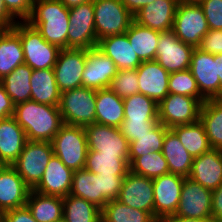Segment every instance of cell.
<instances>
[{
  "label": "cell",
  "instance_id": "cell-15",
  "mask_svg": "<svg viewBox=\"0 0 222 222\" xmlns=\"http://www.w3.org/2000/svg\"><path fill=\"white\" fill-rule=\"evenodd\" d=\"M212 190L185 177L176 215L188 218L212 217Z\"/></svg>",
  "mask_w": 222,
  "mask_h": 222
},
{
  "label": "cell",
  "instance_id": "cell-3",
  "mask_svg": "<svg viewBox=\"0 0 222 222\" xmlns=\"http://www.w3.org/2000/svg\"><path fill=\"white\" fill-rule=\"evenodd\" d=\"M12 28L19 34L25 64L33 70L55 66L61 50L58 46L47 42L27 21H17Z\"/></svg>",
  "mask_w": 222,
  "mask_h": 222
},
{
  "label": "cell",
  "instance_id": "cell-14",
  "mask_svg": "<svg viewBox=\"0 0 222 222\" xmlns=\"http://www.w3.org/2000/svg\"><path fill=\"white\" fill-rule=\"evenodd\" d=\"M86 49H61L55 66V79L60 92L82 87Z\"/></svg>",
  "mask_w": 222,
  "mask_h": 222
},
{
  "label": "cell",
  "instance_id": "cell-29",
  "mask_svg": "<svg viewBox=\"0 0 222 222\" xmlns=\"http://www.w3.org/2000/svg\"><path fill=\"white\" fill-rule=\"evenodd\" d=\"M70 195L83 198L102 209L108 201L101 194V177L85 169L75 170Z\"/></svg>",
  "mask_w": 222,
  "mask_h": 222
},
{
  "label": "cell",
  "instance_id": "cell-5",
  "mask_svg": "<svg viewBox=\"0 0 222 222\" xmlns=\"http://www.w3.org/2000/svg\"><path fill=\"white\" fill-rule=\"evenodd\" d=\"M53 153L73 171L84 169L88 151L84 127L63 124L51 141Z\"/></svg>",
  "mask_w": 222,
  "mask_h": 222
},
{
  "label": "cell",
  "instance_id": "cell-58",
  "mask_svg": "<svg viewBox=\"0 0 222 222\" xmlns=\"http://www.w3.org/2000/svg\"><path fill=\"white\" fill-rule=\"evenodd\" d=\"M7 28L0 25V36Z\"/></svg>",
  "mask_w": 222,
  "mask_h": 222
},
{
  "label": "cell",
  "instance_id": "cell-53",
  "mask_svg": "<svg viewBox=\"0 0 222 222\" xmlns=\"http://www.w3.org/2000/svg\"><path fill=\"white\" fill-rule=\"evenodd\" d=\"M125 7L135 15L143 6L154 2L155 0H120Z\"/></svg>",
  "mask_w": 222,
  "mask_h": 222
},
{
  "label": "cell",
  "instance_id": "cell-61",
  "mask_svg": "<svg viewBox=\"0 0 222 222\" xmlns=\"http://www.w3.org/2000/svg\"><path fill=\"white\" fill-rule=\"evenodd\" d=\"M213 222H222V220H213Z\"/></svg>",
  "mask_w": 222,
  "mask_h": 222
},
{
  "label": "cell",
  "instance_id": "cell-49",
  "mask_svg": "<svg viewBox=\"0 0 222 222\" xmlns=\"http://www.w3.org/2000/svg\"><path fill=\"white\" fill-rule=\"evenodd\" d=\"M0 222H37L27 206L6 211L0 215Z\"/></svg>",
  "mask_w": 222,
  "mask_h": 222
},
{
  "label": "cell",
  "instance_id": "cell-55",
  "mask_svg": "<svg viewBox=\"0 0 222 222\" xmlns=\"http://www.w3.org/2000/svg\"><path fill=\"white\" fill-rule=\"evenodd\" d=\"M214 62H216L217 74L220 79V95H222V54L214 55Z\"/></svg>",
  "mask_w": 222,
  "mask_h": 222
},
{
  "label": "cell",
  "instance_id": "cell-12",
  "mask_svg": "<svg viewBox=\"0 0 222 222\" xmlns=\"http://www.w3.org/2000/svg\"><path fill=\"white\" fill-rule=\"evenodd\" d=\"M195 47L182 42L172 30L161 32L155 60L169 73L190 68Z\"/></svg>",
  "mask_w": 222,
  "mask_h": 222
},
{
  "label": "cell",
  "instance_id": "cell-11",
  "mask_svg": "<svg viewBox=\"0 0 222 222\" xmlns=\"http://www.w3.org/2000/svg\"><path fill=\"white\" fill-rule=\"evenodd\" d=\"M88 150L123 157L129 162V142L118 127L93 123L84 127Z\"/></svg>",
  "mask_w": 222,
  "mask_h": 222
},
{
  "label": "cell",
  "instance_id": "cell-31",
  "mask_svg": "<svg viewBox=\"0 0 222 222\" xmlns=\"http://www.w3.org/2000/svg\"><path fill=\"white\" fill-rule=\"evenodd\" d=\"M37 222H56L63 218V198L31 190L26 202Z\"/></svg>",
  "mask_w": 222,
  "mask_h": 222
},
{
  "label": "cell",
  "instance_id": "cell-30",
  "mask_svg": "<svg viewBox=\"0 0 222 222\" xmlns=\"http://www.w3.org/2000/svg\"><path fill=\"white\" fill-rule=\"evenodd\" d=\"M160 33L159 31L141 26L135 21L131 23L126 31L134 52L142 62L155 60Z\"/></svg>",
  "mask_w": 222,
  "mask_h": 222
},
{
  "label": "cell",
  "instance_id": "cell-34",
  "mask_svg": "<svg viewBox=\"0 0 222 222\" xmlns=\"http://www.w3.org/2000/svg\"><path fill=\"white\" fill-rule=\"evenodd\" d=\"M32 70L27 64L17 66L10 74L0 79L14 105L31 100L30 79Z\"/></svg>",
  "mask_w": 222,
  "mask_h": 222
},
{
  "label": "cell",
  "instance_id": "cell-43",
  "mask_svg": "<svg viewBox=\"0 0 222 222\" xmlns=\"http://www.w3.org/2000/svg\"><path fill=\"white\" fill-rule=\"evenodd\" d=\"M109 88L120 98H126L139 93V83L136 69H121L111 80Z\"/></svg>",
  "mask_w": 222,
  "mask_h": 222
},
{
  "label": "cell",
  "instance_id": "cell-21",
  "mask_svg": "<svg viewBox=\"0 0 222 222\" xmlns=\"http://www.w3.org/2000/svg\"><path fill=\"white\" fill-rule=\"evenodd\" d=\"M73 172L53 154L44 170L41 181L33 190L41 194L64 198L70 193Z\"/></svg>",
  "mask_w": 222,
  "mask_h": 222
},
{
  "label": "cell",
  "instance_id": "cell-20",
  "mask_svg": "<svg viewBox=\"0 0 222 222\" xmlns=\"http://www.w3.org/2000/svg\"><path fill=\"white\" fill-rule=\"evenodd\" d=\"M136 70L139 93L146 95L159 104L169 94L170 73L156 60L143 61Z\"/></svg>",
  "mask_w": 222,
  "mask_h": 222
},
{
  "label": "cell",
  "instance_id": "cell-59",
  "mask_svg": "<svg viewBox=\"0 0 222 222\" xmlns=\"http://www.w3.org/2000/svg\"><path fill=\"white\" fill-rule=\"evenodd\" d=\"M217 100L222 104V95H220Z\"/></svg>",
  "mask_w": 222,
  "mask_h": 222
},
{
  "label": "cell",
  "instance_id": "cell-6",
  "mask_svg": "<svg viewBox=\"0 0 222 222\" xmlns=\"http://www.w3.org/2000/svg\"><path fill=\"white\" fill-rule=\"evenodd\" d=\"M97 41L124 34L134 21V15L120 0H93Z\"/></svg>",
  "mask_w": 222,
  "mask_h": 222
},
{
  "label": "cell",
  "instance_id": "cell-17",
  "mask_svg": "<svg viewBox=\"0 0 222 222\" xmlns=\"http://www.w3.org/2000/svg\"><path fill=\"white\" fill-rule=\"evenodd\" d=\"M117 200L129 207L149 212L154 216L152 178L129 171L124 177Z\"/></svg>",
  "mask_w": 222,
  "mask_h": 222
},
{
  "label": "cell",
  "instance_id": "cell-52",
  "mask_svg": "<svg viewBox=\"0 0 222 222\" xmlns=\"http://www.w3.org/2000/svg\"><path fill=\"white\" fill-rule=\"evenodd\" d=\"M17 23V20L7 11L3 0H0V25L11 28Z\"/></svg>",
  "mask_w": 222,
  "mask_h": 222
},
{
  "label": "cell",
  "instance_id": "cell-10",
  "mask_svg": "<svg viewBox=\"0 0 222 222\" xmlns=\"http://www.w3.org/2000/svg\"><path fill=\"white\" fill-rule=\"evenodd\" d=\"M201 105L197 98L169 93L158 104V120L168 129L197 122Z\"/></svg>",
  "mask_w": 222,
  "mask_h": 222
},
{
  "label": "cell",
  "instance_id": "cell-1",
  "mask_svg": "<svg viewBox=\"0 0 222 222\" xmlns=\"http://www.w3.org/2000/svg\"><path fill=\"white\" fill-rule=\"evenodd\" d=\"M13 117L29 141L51 142L64 124L59 106L40 104L33 100L15 105Z\"/></svg>",
  "mask_w": 222,
  "mask_h": 222
},
{
  "label": "cell",
  "instance_id": "cell-18",
  "mask_svg": "<svg viewBox=\"0 0 222 222\" xmlns=\"http://www.w3.org/2000/svg\"><path fill=\"white\" fill-rule=\"evenodd\" d=\"M116 64L97 47L86 50V63L82 74V87L95 90L109 88L117 74Z\"/></svg>",
  "mask_w": 222,
  "mask_h": 222
},
{
  "label": "cell",
  "instance_id": "cell-39",
  "mask_svg": "<svg viewBox=\"0 0 222 222\" xmlns=\"http://www.w3.org/2000/svg\"><path fill=\"white\" fill-rule=\"evenodd\" d=\"M124 121H159L158 104L144 94L137 93L123 99Z\"/></svg>",
  "mask_w": 222,
  "mask_h": 222
},
{
  "label": "cell",
  "instance_id": "cell-9",
  "mask_svg": "<svg viewBox=\"0 0 222 222\" xmlns=\"http://www.w3.org/2000/svg\"><path fill=\"white\" fill-rule=\"evenodd\" d=\"M69 20L67 48L88 50L97 47L93 0L70 8Z\"/></svg>",
  "mask_w": 222,
  "mask_h": 222
},
{
  "label": "cell",
  "instance_id": "cell-60",
  "mask_svg": "<svg viewBox=\"0 0 222 222\" xmlns=\"http://www.w3.org/2000/svg\"><path fill=\"white\" fill-rule=\"evenodd\" d=\"M56 222H66L64 218H61L60 220H57Z\"/></svg>",
  "mask_w": 222,
  "mask_h": 222
},
{
  "label": "cell",
  "instance_id": "cell-47",
  "mask_svg": "<svg viewBox=\"0 0 222 222\" xmlns=\"http://www.w3.org/2000/svg\"><path fill=\"white\" fill-rule=\"evenodd\" d=\"M7 11L17 20L26 21L32 11L34 0H3Z\"/></svg>",
  "mask_w": 222,
  "mask_h": 222
},
{
  "label": "cell",
  "instance_id": "cell-2",
  "mask_svg": "<svg viewBox=\"0 0 222 222\" xmlns=\"http://www.w3.org/2000/svg\"><path fill=\"white\" fill-rule=\"evenodd\" d=\"M26 21L50 44L67 48L69 9L60 0H34Z\"/></svg>",
  "mask_w": 222,
  "mask_h": 222
},
{
  "label": "cell",
  "instance_id": "cell-25",
  "mask_svg": "<svg viewBox=\"0 0 222 222\" xmlns=\"http://www.w3.org/2000/svg\"><path fill=\"white\" fill-rule=\"evenodd\" d=\"M97 48L111 58L118 70L137 69L142 63L126 33L102 38L98 41Z\"/></svg>",
  "mask_w": 222,
  "mask_h": 222
},
{
  "label": "cell",
  "instance_id": "cell-7",
  "mask_svg": "<svg viewBox=\"0 0 222 222\" xmlns=\"http://www.w3.org/2000/svg\"><path fill=\"white\" fill-rule=\"evenodd\" d=\"M53 154L51 142L27 140L18 159L12 166L33 190L41 181L44 170Z\"/></svg>",
  "mask_w": 222,
  "mask_h": 222
},
{
  "label": "cell",
  "instance_id": "cell-23",
  "mask_svg": "<svg viewBox=\"0 0 222 222\" xmlns=\"http://www.w3.org/2000/svg\"><path fill=\"white\" fill-rule=\"evenodd\" d=\"M188 177L210 190L219 187L222 184V150L211 149L195 157Z\"/></svg>",
  "mask_w": 222,
  "mask_h": 222
},
{
  "label": "cell",
  "instance_id": "cell-13",
  "mask_svg": "<svg viewBox=\"0 0 222 222\" xmlns=\"http://www.w3.org/2000/svg\"><path fill=\"white\" fill-rule=\"evenodd\" d=\"M185 177L168 173L152 179L154 189V217L163 221L174 215L181 198L182 185Z\"/></svg>",
  "mask_w": 222,
  "mask_h": 222
},
{
  "label": "cell",
  "instance_id": "cell-35",
  "mask_svg": "<svg viewBox=\"0 0 222 222\" xmlns=\"http://www.w3.org/2000/svg\"><path fill=\"white\" fill-rule=\"evenodd\" d=\"M199 120L203 124L212 149L222 150V104L206 100L200 109Z\"/></svg>",
  "mask_w": 222,
  "mask_h": 222
},
{
  "label": "cell",
  "instance_id": "cell-8",
  "mask_svg": "<svg viewBox=\"0 0 222 222\" xmlns=\"http://www.w3.org/2000/svg\"><path fill=\"white\" fill-rule=\"evenodd\" d=\"M172 31L184 43L197 48L209 32L204 12L198 3L180 0L173 21Z\"/></svg>",
  "mask_w": 222,
  "mask_h": 222
},
{
  "label": "cell",
  "instance_id": "cell-28",
  "mask_svg": "<svg viewBox=\"0 0 222 222\" xmlns=\"http://www.w3.org/2000/svg\"><path fill=\"white\" fill-rule=\"evenodd\" d=\"M30 85L31 100L40 104L59 106L61 92L53 68L32 70Z\"/></svg>",
  "mask_w": 222,
  "mask_h": 222
},
{
  "label": "cell",
  "instance_id": "cell-44",
  "mask_svg": "<svg viewBox=\"0 0 222 222\" xmlns=\"http://www.w3.org/2000/svg\"><path fill=\"white\" fill-rule=\"evenodd\" d=\"M158 123L159 121H123L119 129L130 143L149 133Z\"/></svg>",
  "mask_w": 222,
  "mask_h": 222
},
{
  "label": "cell",
  "instance_id": "cell-57",
  "mask_svg": "<svg viewBox=\"0 0 222 222\" xmlns=\"http://www.w3.org/2000/svg\"><path fill=\"white\" fill-rule=\"evenodd\" d=\"M182 1H185V2H188V3H198L199 4L203 0H182Z\"/></svg>",
  "mask_w": 222,
  "mask_h": 222
},
{
  "label": "cell",
  "instance_id": "cell-51",
  "mask_svg": "<svg viewBox=\"0 0 222 222\" xmlns=\"http://www.w3.org/2000/svg\"><path fill=\"white\" fill-rule=\"evenodd\" d=\"M213 220H222V184L212 190V211Z\"/></svg>",
  "mask_w": 222,
  "mask_h": 222
},
{
  "label": "cell",
  "instance_id": "cell-4",
  "mask_svg": "<svg viewBox=\"0 0 222 222\" xmlns=\"http://www.w3.org/2000/svg\"><path fill=\"white\" fill-rule=\"evenodd\" d=\"M97 90L80 87L61 92L59 110L64 124L86 127L95 123Z\"/></svg>",
  "mask_w": 222,
  "mask_h": 222
},
{
  "label": "cell",
  "instance_id": "cell-26",
  "mask_svg": "<svg viewBox=\"0 0 222 222\" xmlns=\"http://www.w3.org/2000/svg\"><path fill=\"white\" fill-rule=\"evenodd\" d=\"M124 121L123 98L110 88L97 90L95 123L120 127Z\"/></svg>",
  "mask_w": 222,
  "mask_h": 222
},
{
  "label": "cell",
  "instance_id": "cell-16",
  "mask_svg": "<svg viewBox=\"0 0 222 222\" xmlns=\"http://www.w3.org/2000/svg\"><path fill=\"white\" fill-rule=\"evenodd\" d=\"M189 69L197 82L200 95L205 100H215L220 96V79L213 54L195 48Z\"/></svg>",
  "mask_w": 222,
  "mask_h": 222
},
{
  "label": "cell",
  "instance_id": "cell-22",
  "mask_svg": "<svg viewBox=\"0 0 222 222\" xmlns=\"http://www.w3.org/2000/svg\"><path fill=\"white\" fill-rule=\"evenodd\" d=\"M180 0H155L143 6L135 15L139 25L165 32L172 30L175 12Z\"/></svg>",
  "mask_w": 222,
  "mask_h": 222
},
{
  "label": "cell",
  "instance_id": "cell-41",
  "mask_svg": "<svg viewBox=\"0 0 222 222\" xmlns=\"http://www.w3.org/2000/svg\"><path fill=\"white\" fill-rule=\"evenodd\" d=\"M130 171L148 178H155L169 173V167L162 152H151L136 157L130 163Z\"/></svg>",
  "mask_w": 222,
  "mask_h": 222
},
{
  "label": "cell",
  "instance_id": "cell-38",
  "mask_svg": "<svg viewBox=\"0 0 222 222\" xmlns=\"http://www.w3.org/2000/svg\"><path fill=\"white\" fill-rule=\"evenodd\" d=\"M149 212L129 207L117 199L109 201L101 209V222H157Z\"/></svg>",
  "mask_w": 222,
  "mask_h": 222
},
{
  "label": "cell",
  "instance_id": "cell-50",
  "mask_svg": "<svg viewBox=\"0 0 222 222\" xmlns=\"http://www.w3.org/2000/svg\"><path fill=\"white\" fill-rule=\"evenodd\" d=\"M15 105L0 82V119L13 116Z\"/></svg>",
  "mask_w": 222,
  "mask_h": 222
},
{
  "label": "cell",
  "instance_id": "cell-24",
  "mask_svg": "<svg viewBox=\"0 0 222 222\" xmlns=\"http://www.w3.org/2000/svg\"><path fill=\"white\" fill-rule=\"evenodd\" d=\"M26 142L25 131L13 116L0 119V165H12Z\"/></svg>",
  "mask_w": 222,
  "mask_h": 222
},
{
  "label": "cell",
  "instance_id": "cell-32",
  "mask_svg": "<svg viewBox=\"0 0 222 222\" xmlns=\"http://www.w3.org/2000/svg\"><path fill=\"white\" fill-rule=\"evenodd\" d=\"M24 64V53L19 34L11 27L0 36V79Z\"/></svg>",
  "mask_w": 222,
  "mask_h": 222
},
{
  "label": "cell",
  "instance_id": "cell-56",
  "mask_svg": "<svg viewBox=\"0 0 222 222\" xmlns=\"http://www.w3.org/2000/svg\"><path fill=\"white\" fill-rule=\"evenodd\" d=\"M68 9L81 5L89 0H60Z\"/></svg>",
  "mask_w": 222,
  "mask_h": 222
},
{
  "label": "cell",
  "instance_id": "cell-48",
  "mask_svg": "<svg viewBox=\"0 0 222 222\" xmlns=\"http://www.w3.org/2000/svg\"><path fill=\"white\" fill-rule=\"evenodd\" d=\"M197 48L213 55L222 54V30H209Z\"/></svg>",
  "mask_w": 222,
  "mask_h": 222
},
{
  "label": "cell",
  "instance_id": "cell-27",
  "mask_svg": "<svg viewBox=\"0 0 222 222\" xmlns=\"http://www.w3.org/2000/svg\"><path fill=\"white\" fill-rule=\"evenodd\" d=\"M162 154L168 163L169 173L189 176L194 158L171 129L164 136Z\"/></svg>",
  "mask_w": 222,
  "mask_h": 222
},
{
  "label": "cell",
  "instance_id": "cell-37",
  "mask_svg": "<svg viewBox=\"0 0 222 222\" xmlns=\"http://www.w3.org/2000/svg\"><path fill=\"white\" fill-rule=\"evenodd\" d=\"M63 218L66 222H101V209L69 194L63 198Z\"/></svg>",
  "mask_w": 222,
  "mask_h": 222
},
{
  "label": "cell",
  "instance_id": "cell-54",
  "mask_svg": "<svg viewBox=\"0 0 222 222\" xmlns=\"http://www.w3.org/2000/svg\"><path fill=\"white\" fill-rule=\"evenodd\" d=\"M163 222H213L212 217H205V218H188V217H181L176 214L170 215L166 217Z\"/></svg>",
  "mask_w": 222,
  "mask_h": 222
},
{
  "label": "cell",
  "instance_id": "cell-40",
  "mask_svg": "<svg viewBox=\"0 0 222 222\" xmlns=\"http://www.w3.org/2000/svg\"><path fill=\"white\" fill-rule=\"evenodd\" d=\"M169 129L160 122L147 134L129 143V164L136 158L151 152H162L164 136Z\"/></svg>",
  "mask_w": 222,
  "mask_h": 222
},
{
  "label": "cell",
  "instance_id": "cell-36",
  "mask_svg": "<svg viewBox=\"0 0 222 222\" xmlns=\"http://www.w3.org/2000/svg\"><path fill=\"white\" fill-rule=\"evenodd\" d=\"M84 169L100 175H127L130 164L123 157L88 150Z\"/></svg>",
  "mask_w": 222,
  "mask_h": 222
},
{
  "label": "cell",
  "instance_id": "cell-46",
  "mask_svg": "<svg viewBox=\"0 0 222 222\" xmlns=\"http://www.w3.org/2000/svg\"><path fill=\"white\" fill-rule=\"evenodd\" d=\"M97 177H101V194L109 202L111 200L118 199L120 189L124 177L126 175H100L96 174Z\"/></svg>",
  "mask_w": 222,
  "mask_h": 222
},
{
  "label": "cell",
  "instance_id": "cell-19",
  "mask_svg": "<svg viewBox=\"0 0 222 222\" xmlns=\"http://www.w3.org/2000/svg\"><path fill=\"white\" fill-rule=\"evenodd\" d=\"M31 190L12 165H0V215L26 206Z\"/></svg>",
  "mask_w": 222,
  "mask_h": 222
},
{
  "label": "cell",
  "instance_id": "cell-33",
  "mask_svg": "<svg viewBox=\"0 0 222 222\" xmlns=\"http://www.w3.org/2000/svg\"><path fill=\"white\" fill-rule=\"evenodd\" d=\"M171 130L193 158L212 149L200 120L191 124L174 126Z\"/></svg>",
  "mask_w": 222,
  "mask_h": 222
},
{
  "label": "cell",
  "instance_id": "cell-45",
  "mask_svg": "<svg viewBox=\"0 0 222 222\" xmlns=\"http://www.w3.org/2000/svg\"><path fill=\"white\" fill-rule=\"evenodd\" d=\"M201 6L209 30H222V0H203Z\"/></svg>",
  "mask_w": 222,
  "mask_h": 222
},
{
  "label": "cell",
  "instance_id": "cell-42",
  "mask_svg": "<svg viewBox=\"0 0 222 222\" xmlns=\"http://www.w3.org/2000/svg\"><path fill=\"white\" fill-rule=\"evenodd\" d=\"M168 91L171 94L197 98L202 104L206 101L201 95L190 69L170 73Z\"/></svg>",
  "mask_w": 222,
  "mask_h": 222
}]
</instances>
